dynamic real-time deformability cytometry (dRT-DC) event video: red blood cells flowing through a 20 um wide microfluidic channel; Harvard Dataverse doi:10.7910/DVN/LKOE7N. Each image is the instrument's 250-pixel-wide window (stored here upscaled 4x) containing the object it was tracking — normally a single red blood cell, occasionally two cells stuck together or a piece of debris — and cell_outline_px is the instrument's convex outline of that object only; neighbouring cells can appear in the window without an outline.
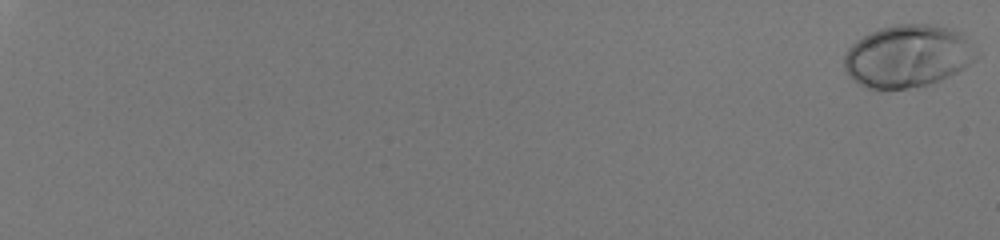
{"species": "human", "species_latin": "Homo sapiens", "temperature_condition": "room temperature", "stored_images_in_passage": 58, "camera_frame_rate_fps": 3000, "um_per_image_px": 0.085, "donor": {"sex": "male"}, "frame": {"image": 1, "passage_image": 1, "time_ms": 0.0, "image_size_px": [1000, 240], "cell_outline_px": [[980, 56], [976, 60], [964, 68], [956, 72], [928, 84], [908, 88], [868, 88], [860, 84], [844, 68], [844, 56], [848, 48], [856, 40], [880, 28], [896, 24], [928, 24], [948, 28], [960, 32], [980, 52]], "centroid_in_image_um": [77.19, 4.75], "position_along_channel_um": 7.8, "area_um2": 47.74}}
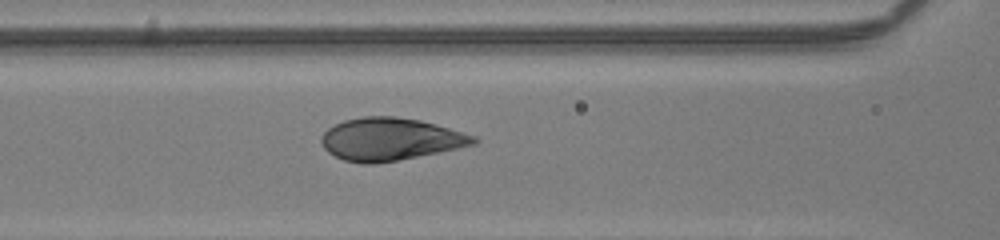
{"frame": {"image": 2, "passage_image": 32, "time_ms": 10.333, "image_size_px": [1000, 240], "cell_outline_px": [[480, 140], [476, 144], [460, 148], [396, 160], [372, 164], [364, 164], [344, 160], [328, 152], [324, 148], [320, 140], [320, 136], [328, 128], [344, 120], [364, 116], [392, 116], [420, 120], [436, 124], [476, 136]], "centroid_in_image_um": [33.18, 11.82], "position_along_channel_um": 133.4, "area_um2": 37.69}}
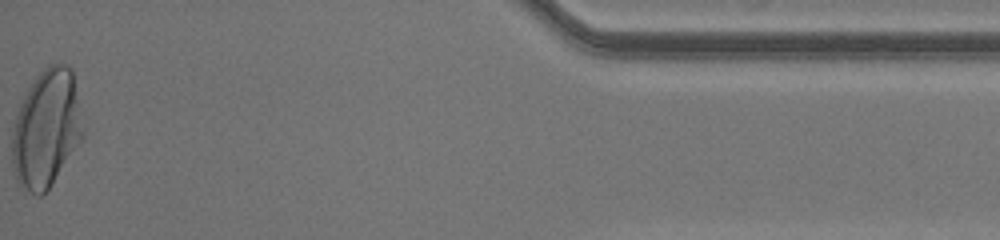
{"frame": {"image": 3, "passage_image": 58, "time_ms": 19.0, "image_size_px": [1000, 240], "cell_outline_px": [[84, 136], [48, 188], [40, 196], [36, 196], [20, 184], [16, 180], [12, 164], [12, 132], [16, 116], [20, 104], [28, 88], [36, 76], [48, 64], [68, 64], [72, 68], [84, 132]], "centroid_in_image_um": [3.93, 10.91], "position_along_channel_um": 431.3, "area_um2": 48.15}, "authors_computed_cell_mechanics": {"area_um2": 40.2866, "velocity_mm_per_s": 4.0813, "shape_relaxation_time_tau1_ms": 2.9834, "shape_relaxation_time_tau2_ms": null, "deformation_change_tau1": 0.1938, "deformation_change_tau2": null}}